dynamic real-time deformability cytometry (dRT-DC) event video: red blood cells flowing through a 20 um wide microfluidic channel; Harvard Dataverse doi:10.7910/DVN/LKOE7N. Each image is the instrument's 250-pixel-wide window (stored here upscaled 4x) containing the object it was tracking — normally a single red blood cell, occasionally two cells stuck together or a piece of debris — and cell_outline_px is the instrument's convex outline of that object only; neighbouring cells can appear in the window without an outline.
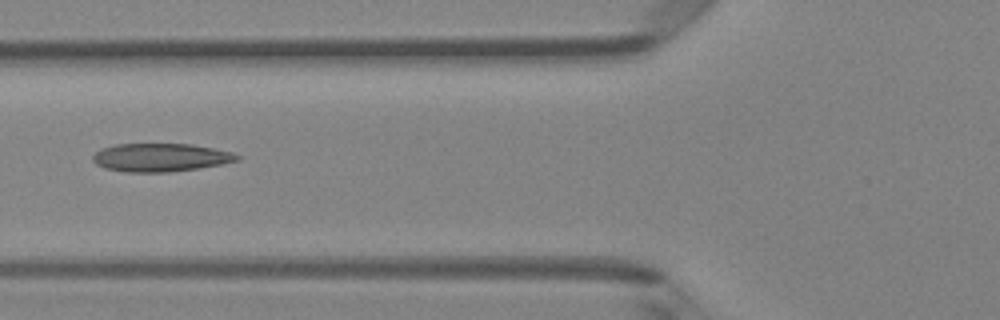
{"species": "Egyptian fruit bat (a non-hibernating species)", "species_latin": "Rousettus aegyptiacus", "temperature_condition": "room temperature", "stored_images_in_passage": 2, "camera_frame_rate_fps": 3000, "um_per_image_px": 0.085, "animal": {"sex": "female"}, "frame": {"image": 1, "passage_image": 2, "time_ms": 1.333, "image_size_px": [1000, 320], "cell_outline_px": [[244, 156], [240, 160], [200, 168], [168, 172], [124, 172], [104, 168], [96, 164], [92, 160], [92, 156], [100, 148], [116, 144], [192, 144], [232, 152]], "centroid_in_image_um": [13.65, 13.38], "position_along_channel_um": 112.2, "area_um2": 23.93}}